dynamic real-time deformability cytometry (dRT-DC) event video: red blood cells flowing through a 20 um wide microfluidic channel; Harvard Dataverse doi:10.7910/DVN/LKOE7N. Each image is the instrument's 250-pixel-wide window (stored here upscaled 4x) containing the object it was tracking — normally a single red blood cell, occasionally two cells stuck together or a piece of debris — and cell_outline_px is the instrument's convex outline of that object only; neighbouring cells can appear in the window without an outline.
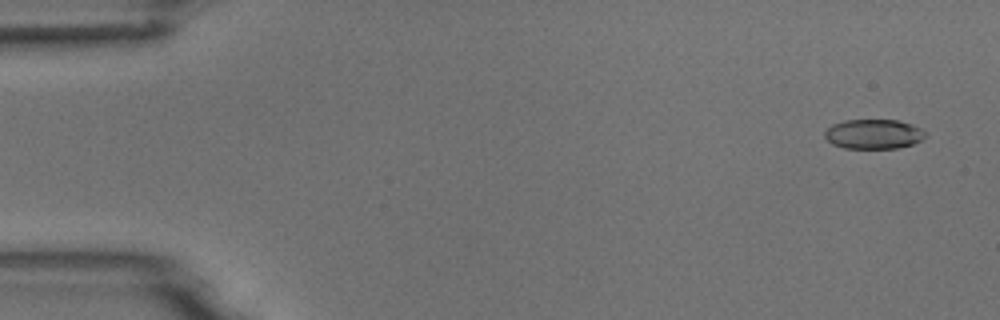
{"species": "common noctule bat (a hibernating species)", "species_latin": "Nyctalus noctula", "temperature_condition": "room temperature", "stored_images_in_passage": 4, "camera_frame_rate_fps": 3000, "um_per_image_px": 0.085, "animal": {"sex": "male", "body_mass_g": 18.8}, "frame": {"image": 1, "passage_image": 1, "time_ms": 0.0, "image_size_px": [1000, 320], "cell_outline_px": [[928, 132], [920, 140], [912, 144], [896, 148], [844, 148], [832, 144], [824, 136], [824, 132], [832, 124], [844, 120], [900, 120], [912, 124]], "centroid_in_image_um": [74.25, 11.39], "position_along_channel_um": 10.8, "area_um2": 17.4}}
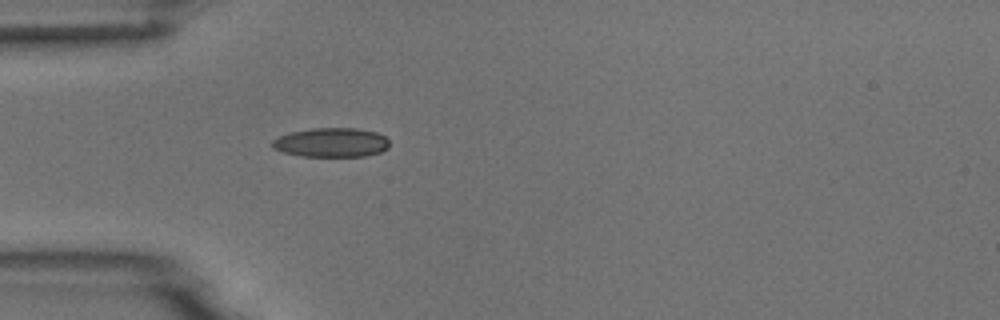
{"frame": {"image": 2, "passage_image": 4, "time_ms": 4.333, "image_size_px": [1000, 320], "cell_outline_px": [[388, 148], [380, 152], [364, 156], [300, 156], [284, 152], [272, 148], [272, 140], [280, 136], [292, 132], [312, 128], [356, 128], [376, 132], [384, 136], [388, 140]], "centroid_in_image_um": [28.16, 12.11], "position_along_channel_um": 56.8, "area_um2": 19.83}}